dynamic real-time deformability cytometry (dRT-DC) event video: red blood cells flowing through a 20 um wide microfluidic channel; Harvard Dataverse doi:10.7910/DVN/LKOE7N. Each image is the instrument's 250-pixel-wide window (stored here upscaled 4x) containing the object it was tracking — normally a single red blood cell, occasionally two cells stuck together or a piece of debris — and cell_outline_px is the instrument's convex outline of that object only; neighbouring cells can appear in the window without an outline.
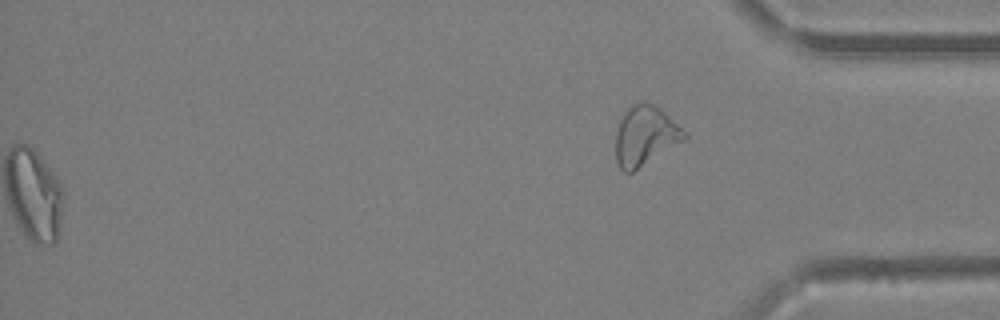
{"species": "Egyptian fruit bat (a non-hibernating species)", "species_latin": "Rousettus aegyptiacus", "temperature_condition": "warm", "stored_images_in_passage": 62, "segment_of_instrument_passage": [2, 2], "camera_frame_rate_fps": 3000, "um_per_image_px": 0.085, "animal": {"sex": "female"}, "frame": {"image": 1, "passage_image": 62, "time_ms": 20.333, "image_size_px": [1000, 320], "cell_outline_px": [[688, 136], [684, 140], [632, 172], [624, 172], [620, 168], [616, 160], [616, 132], [620, 120], [624, 112], [632, 104], [640, 100], [644, 100], [660, 108], [688, 132]], "centroid_in_image_um": [54.85, 11.5], "position_along_channel_um": 380.4, "area_um2": 23.87}}